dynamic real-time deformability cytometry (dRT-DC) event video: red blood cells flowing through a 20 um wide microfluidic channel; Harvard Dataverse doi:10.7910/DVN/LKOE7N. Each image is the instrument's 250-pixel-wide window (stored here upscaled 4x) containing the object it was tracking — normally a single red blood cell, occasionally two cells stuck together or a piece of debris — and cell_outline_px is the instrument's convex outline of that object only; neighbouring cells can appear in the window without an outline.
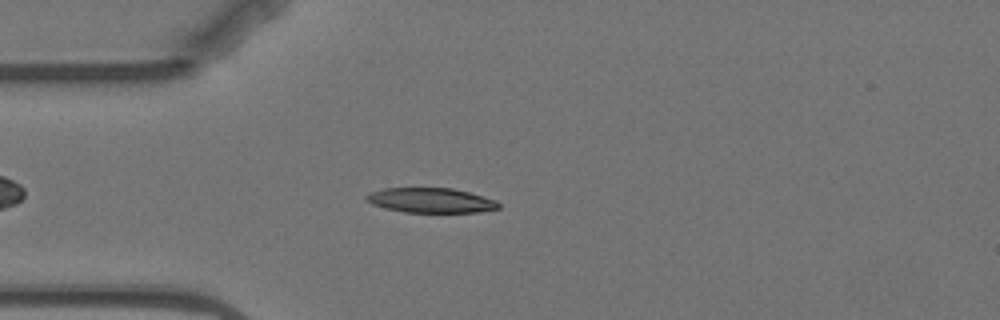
{"species": "Egyptian fruit bat (a non-hibernating species)", "species_latin": "Rousettus aegyptiacus", "temperature_condition": "warm", "stored_images_in_passage": 4, "camera_frame_rate_fps": 3000, "um_per_image_px": 0.085, "animal": {"sex": "female"}, "frame": {"image": 1, "passage_image": 4, "time_ms": 4.333, "image_size_px": [1000, 320], "cell_outline_px": [[500, 208], [480, 212], [404, 212], [372, 204], [364, 196], [368, 192], [384, 188], [452, 188], [468, 192], [496, 200], [500, 204]], "centroid_in_image_um": [36.63, 17.02], "position_along_channel_um": 48.4, "area_um2": 19.02}}